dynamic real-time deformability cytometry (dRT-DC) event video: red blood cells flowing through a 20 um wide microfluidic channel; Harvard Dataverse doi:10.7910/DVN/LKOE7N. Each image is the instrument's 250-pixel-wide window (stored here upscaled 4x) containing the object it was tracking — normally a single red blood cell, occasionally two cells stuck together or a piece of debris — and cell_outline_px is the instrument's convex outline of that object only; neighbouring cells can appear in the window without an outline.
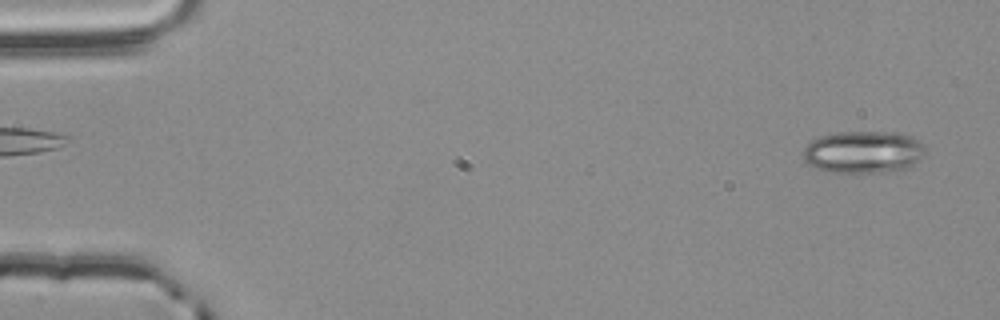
{"species": "common noctule bat (a hibernating species)", "species_latin": "Nyctalus noctula", "temperature_condition": "room temperature", "stored_images_in_passage": 3, "camera_frame_rate_fps": 3000, "um_per_image_px": 0.085, "animal": {"sex": "male", "body_mass_g": 20.4}, "frame": {"image": 1, "passage_image": 3, "time_ms": 0.667, "image_size_px": [1000, 320], "cell_outline_px": [[924, 156], [904, 172], [824, 172], [808, 164], [804, 160], [804, 148], [812, 140], [820, 136], [836, 132], [892, 132], [908, 136], [920, 140], [924, 144]], "centroid_in_image_um": [73.42, 12.94], "position_along_channel_um": 11.6, "area_um2": 30.46}}